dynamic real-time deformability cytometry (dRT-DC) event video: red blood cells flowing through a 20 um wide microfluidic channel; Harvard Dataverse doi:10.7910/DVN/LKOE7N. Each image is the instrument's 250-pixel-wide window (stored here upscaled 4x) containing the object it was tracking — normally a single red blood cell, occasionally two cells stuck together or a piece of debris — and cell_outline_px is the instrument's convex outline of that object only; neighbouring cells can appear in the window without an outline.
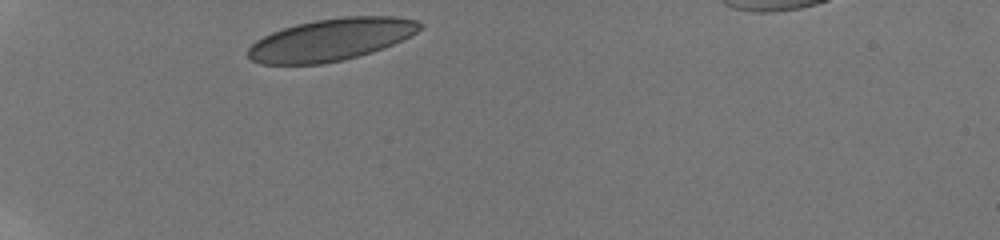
{"species": "human", "species_latin": "Homo sapiens", "temperature_condition": "room temperature", "stored_images_in_passage": 32, "camera_frame_rate_fps": 3000, "um_per_image_px": 0.085, "donor": {"sex": "male"}, "frame": {"image": 1, "passage_image": 1, "time_ms": 0.0, "image_size_px": [1000, 240], "cell_outline_px": [[420, 28], [416, 32], [392, 44], [356, 56], [340, 60], [320, 64], [264, 64], [252, 60], [248, 56], [248, 48], [256, 40], [272, 32], [284, 28], [316, 20], [348, 16], [392, 16], [416, 20], [420, 24]], "centroid_in_image_um": [28.09, 3.36], "position_along_channel_um": 56.9, "area_um2": 41.21}}
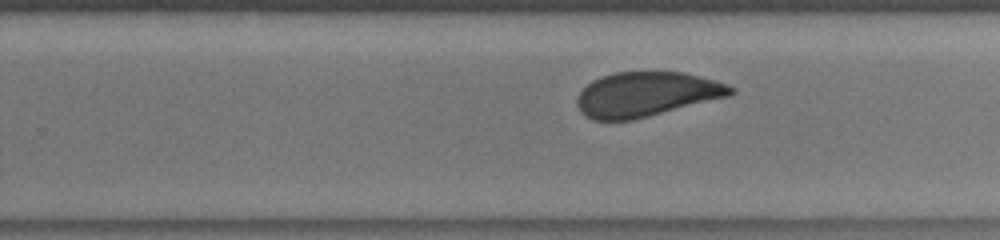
{"frame": {"image": 2, "passage_image": 20, "time_ms": 6.333, "image_size_px": [1000, 240], "cell_outline_px": [[732, 92], [728, 96], [628, 120], [596, 120], [588, 116], [580, 108], [576, 100], [580, 92], [588, 84], [604, 76], [616, 72], [680, 72], [728, 84], [732, 88]], "centroid_in_image_um": [54.91, 8.0], "position_along_channel_um": 274.9, "area_um2": 38.44}}
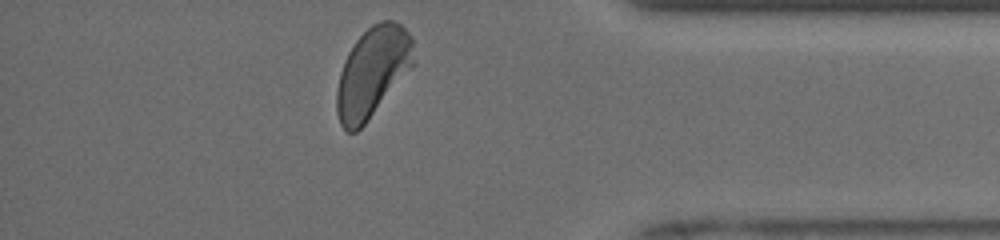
{"frame": {"image": 3, "passage_image": 31, "time_ms": 10.0, "image_size_px": [1000, 240], "cell_outline_px": [[412, 64], [364, 124], [356, 132], [348, 132], [340, 124], [336, 112], [336, 92], [340, 72], [348, 52], [356, 40], [372, 24], [380, 20], [392, 20], [400, 24], [408, 32], [412, 40]], "centroid_in_image_um": [31.6, 6.11], "position_along_channel_um": 403.6, "area_um2": 39.19}, "authors_computed_cell_mechanics": {"area_um2": 39.6508, "velocity_mm_per_s": 3.9335, "shape_relaxation_time_tau1_ms": 8.4077, "shape_relaxation_time_tau2_ms": 0.6394, "deformation_change_tau1": 0.1633, "deformation_change_tau2": 0.061}}